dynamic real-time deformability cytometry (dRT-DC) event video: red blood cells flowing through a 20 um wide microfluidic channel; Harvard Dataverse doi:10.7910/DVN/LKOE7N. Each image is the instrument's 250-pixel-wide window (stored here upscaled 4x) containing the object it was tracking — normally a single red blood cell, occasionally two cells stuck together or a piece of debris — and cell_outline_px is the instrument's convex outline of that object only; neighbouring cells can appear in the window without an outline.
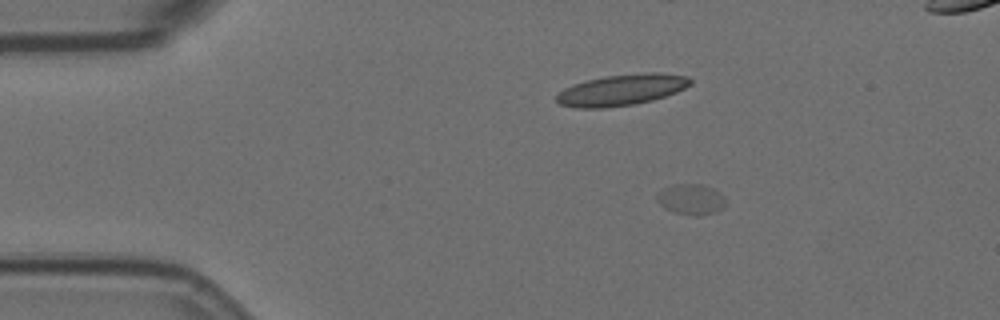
{"species": "Egyptian fruit bat (a non-hibernating species)", "species_latin": "Rousettus aegyptiacus", "temperature_condition": "room temperature", "stored_images_in_passage": 5, "segment_of_instrument_passage": [1, 2], "camera_frame_rate_fps": 3000, "um_per_image_px": 0.085, "animal": {"sex": "female"}, "frame": {"image": 1, "passage_image": 2, "time_ms": 0.333, "image_size_px": [1000, 320], "cell_outline_px": [[724, 208], [716, 212], [700, 216], [696, 216], [676, 212], [664, 208], [656, 200], [656, 196], [664, 188], [676, 184], [700, 184], [712, 188], [720, 192], [724, 196]], "centroid_in_image_um": [58.76, 16.95], "position_along_channel_um": 26.2, "area_um2": 12.2}}